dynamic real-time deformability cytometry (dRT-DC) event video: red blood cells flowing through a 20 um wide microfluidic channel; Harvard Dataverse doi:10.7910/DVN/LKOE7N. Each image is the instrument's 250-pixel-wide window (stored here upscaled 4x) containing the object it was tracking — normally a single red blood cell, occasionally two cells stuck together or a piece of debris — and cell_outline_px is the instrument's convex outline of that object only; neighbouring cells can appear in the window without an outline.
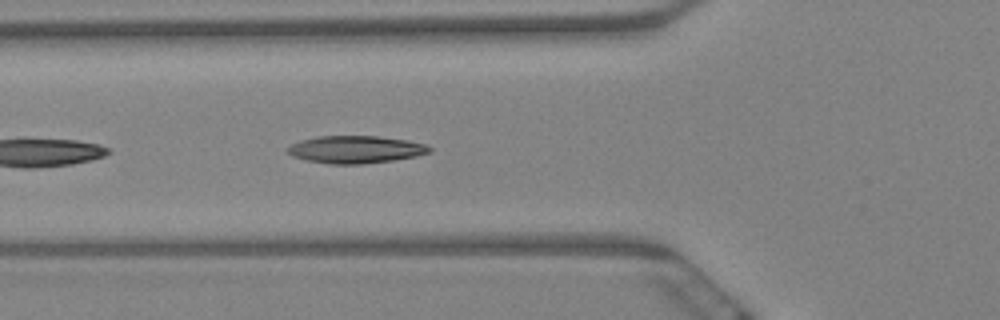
{"species": "Egyptian fruit bat (a non-hibernating species)", "species_latin": "Rousettus aegyptiacus", "temperature_condition": "warm", "stored_images_in_passage": 10, "camera_frame_rate_fps": 3000, "um_per_image_px": 0.085, "animal": {"sex": "female"}, "frame": {"image": 1, "passage_image": 6, "time_ms": 1.667, "image_size_px": [1000, 320], "cell_outline_px": [[432, 152], [416, 156], [392, 160], [364, 164], [332, 164], [304, 160], [292, 156], [284, 152], [284, 148], [300, 140], [316, 136], [376, 136], [408, 140], [424, 144], [432, 148]], "centroid_in_image_um": [30.17, 12.7], "position_along_channel_um": 95.6, "area_um2": 22.95}}
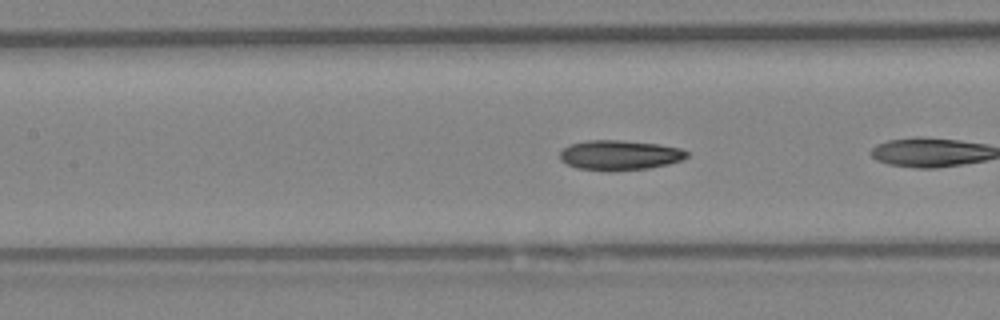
{"frame": {"image": 2, "passage_image": 9, "time_ms": 2.667, "image_size_px": [1000, 320], "cell_outline_px": [[688, 156], [680, 160], [668, 164], [648, 168], [576, 168], [560, 160], [560, 152], [568, 144], [588, 140], [620, 140], [660, 144], [680, 148], [688, 152]], "centroid_in_image_um": [52.68, 13.13], "position_along_channel_um": 154.7, "area_um2": 21.27}}